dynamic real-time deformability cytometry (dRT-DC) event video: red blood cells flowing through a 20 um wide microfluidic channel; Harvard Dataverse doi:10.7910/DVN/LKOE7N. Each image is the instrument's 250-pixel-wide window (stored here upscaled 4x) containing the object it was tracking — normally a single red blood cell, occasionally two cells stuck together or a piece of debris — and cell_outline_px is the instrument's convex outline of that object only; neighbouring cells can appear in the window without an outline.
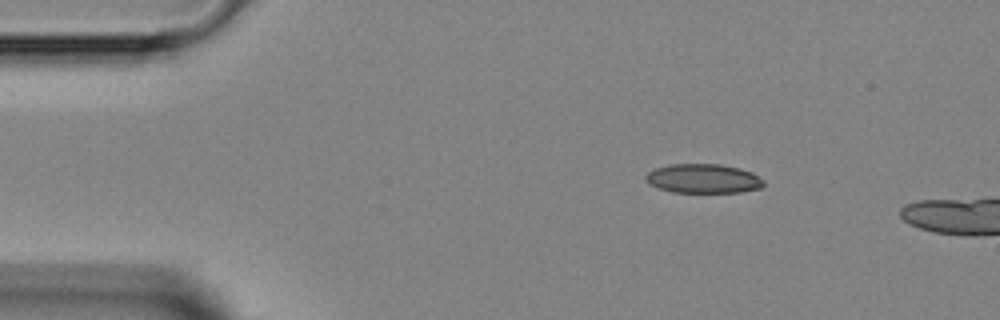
{"species": "Egyptian fruit bat (a non-hibernating species)", "species_latin": "Rousettus aegyptiacus", "temperature_condition": "room temperature", "stored_images_in_passage": 3, "camera_frame_rate_fps": 3000, "um_per_image_px": 0.085, "animal": {"sex": "female"}, "frame": {"image": 1, "passage_image": 1, "time_ms": 0.0, "image_size_px": [1000, 320], "cell_outline_px": [[764, 184], [760, 188], [740, 192], [672, 192], [656, 188], [648, 184], [644, 180], [644, 176], [648, 172], [656, 168], [672, 164], [720, 164], [740, 168], [752, 172], [764, 180]], "centroid_in_image_um": [59.75, 15.18], "position_along_channel_um": 25.3, "area_um2": 20.23}}